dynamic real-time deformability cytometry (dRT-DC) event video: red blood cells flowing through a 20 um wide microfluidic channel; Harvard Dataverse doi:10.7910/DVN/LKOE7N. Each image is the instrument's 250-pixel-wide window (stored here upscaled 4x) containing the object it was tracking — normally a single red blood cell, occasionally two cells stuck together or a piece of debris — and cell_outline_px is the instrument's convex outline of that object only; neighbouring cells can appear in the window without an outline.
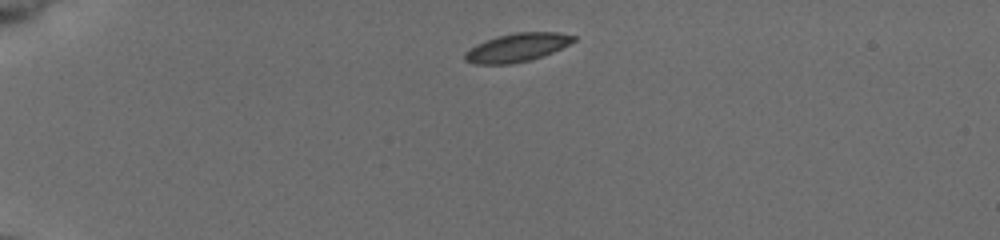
{"species": "common noctule bat (a hibernating species)", "species_latin": "Nyctalus noctula", "temperature_condition": "cold", "stored_images_in_passage": 6, "camera_frame_rate_fps": 3000, "um_per_image_px": 0.085, "animal": {"sex": "female", "body_mass_g": 19.5, "forearm_length_mm": 54.1}, "frame": {"image": 1, "passage_image": 1, "time_ms": 0.0, "image_size_px": [1000, 240], "cell_outline_px": [[576, 40], [544, 56], [512, 64], [476, 64], [464, 60], [464, 52], [476, 44], [496, 36], [516, 32], [560, 32], [576, 36]], "centroid_in_image_um": [43.93, 4.03], "position_along_channel_um": 41.1, "area_um2": 18.03}}
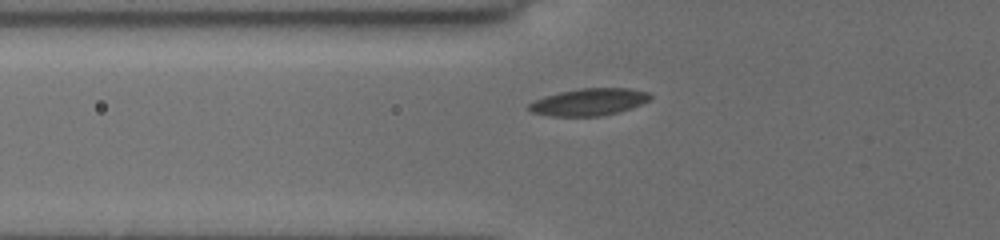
{"frame": {"image": 2, "passage_image": 4, "time_ms": 1.0, "image_size_px": [1000, 240], "cell_outline_px": [[652, 96], [648, 100], [640, 104], [616, 112], [600, 116], [552, 116], [532, 112], [528, 108], [528, 104], [544, 96], [560, 92], [580, 88], [628, 88], [648, 92]], "centroid_in_image_um": [50.03, 8.66], "position_along_channel_um": 75.8, "area_um2": 18.84}}
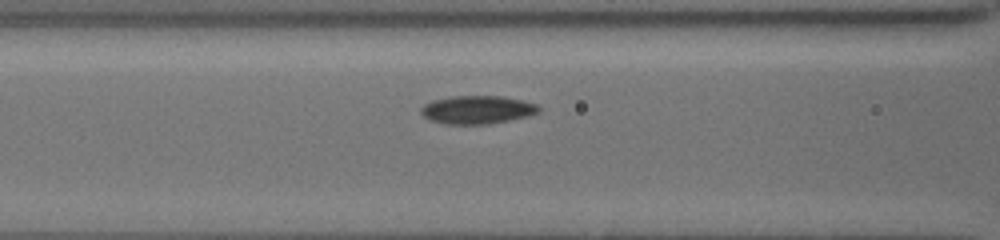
{"frame": {"image": 3, "passage_image": 6, "time_ms": 1.667, "image_size_px": [1000, 240], "cell_outline_px": [[540, 112], [528, 116], [488, 124], [444, 124], [428, 120], [420, 112], [420, 108], [424, 104], [432, 100], [452, 96], [504, 96], [524, 100], [540, 104]], "centroid_in_image_um": [40.58, 9.32], "position_along_channel_um": 126.0, "area_um2": 19.65}}